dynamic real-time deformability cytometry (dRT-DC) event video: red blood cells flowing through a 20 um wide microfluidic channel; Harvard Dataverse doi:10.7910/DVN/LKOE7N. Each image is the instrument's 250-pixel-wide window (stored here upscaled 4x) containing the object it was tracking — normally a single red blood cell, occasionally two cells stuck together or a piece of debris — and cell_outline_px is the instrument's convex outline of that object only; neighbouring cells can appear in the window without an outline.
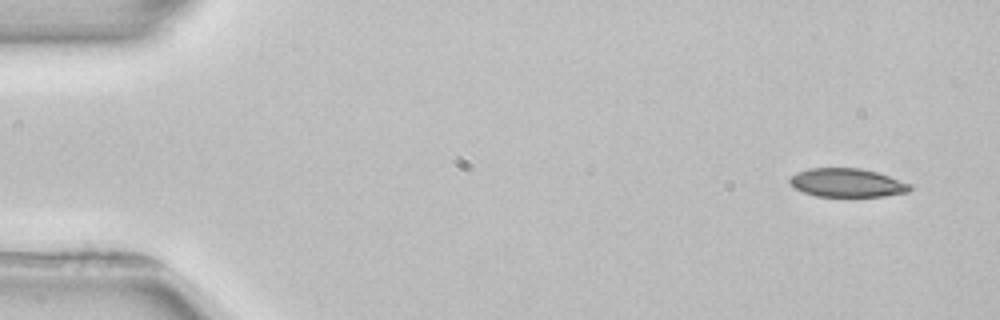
{"species": "common noctule bat (a hibernating species)", "species_latin": "Nyctalus noctula", "temperature_condition": "room temperature", "stored_images_in_passage": 3, "camera_frame_rate_fps": 3000, "um_per_image_px": 0.085, "animal": {"sex": "female", "body_mass_g": 22.7, "forearm_length_mm": 54.2}, "frame": {"image": 1, "passage_image": 1, "time_ms": 0.0, "image_size_px": [1000, 320], "cell_outline_px": [[912, 188], [908, 192], [884, 196], [816, 196], [804, 192], [796, 188], [788, 180], [796, 172], [808, 168], [860, 168], [876, 172], [912, 184]], "centroid_in_image_um": [72.01, 15.53], "position_along_channel_um": 13.0, "area_um2": 19.88}}
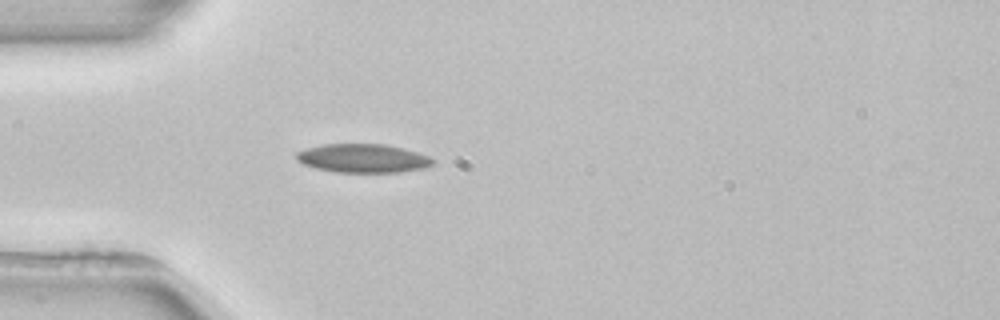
{"frame": {"image": 2, "passage_image": 3, "time_ms": 4.0, "image_size_px": [1000, 320], "cell_outline_px": [[436, 164], [424, 168], [400, 172], [336, 172], [316, 168], [304, 164], [296, 160], [296, 152], [304, 148], [320, 144], [384, 144], [404, 148], [428, 156], [436, 160]], "centroid_in_image_um": [30.85, 13.45], "position_along_channel_um": 54.1, "area_um2": 23.0}}